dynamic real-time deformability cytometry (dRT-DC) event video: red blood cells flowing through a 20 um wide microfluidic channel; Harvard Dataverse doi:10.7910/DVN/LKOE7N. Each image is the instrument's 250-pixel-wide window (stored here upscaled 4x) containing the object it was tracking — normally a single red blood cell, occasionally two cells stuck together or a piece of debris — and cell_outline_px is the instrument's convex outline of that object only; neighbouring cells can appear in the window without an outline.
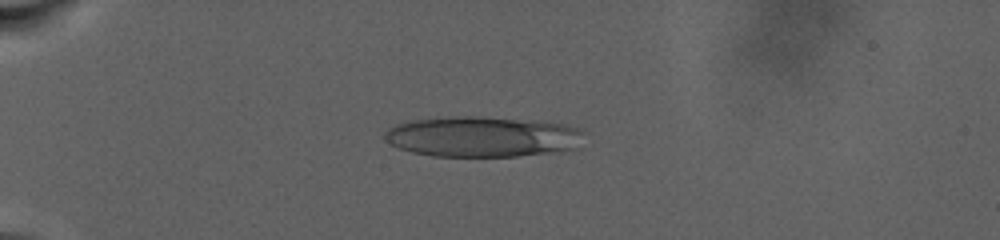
{"species": "human", "species_latin": "Homo sapiens", "temperature_condition": "warm", "stored_images_in_passage": 84, "camera_frame_rate_fps": 3000, "um_per_image_px": 0.085, "donor": {"sex": "male"}, "frame": {"image": 1, "passage_image": 24, "time_ms": 7.667, "image_size_px": [1000, 240], "cell_outline_px": [[584, 132], [576, 148], [548, 152], [516, 156], [432, 156], [412, 152], [400, 148], [384, 140], [384, 132], [388, 128], [396, 124], [412, 120], [448, 116], [480, 116], [540, 120], [568, 124], [584, 128]], "centroid_in_image_um": [41.02, 11.59], "position_along_channel_um": 44.0, "area_um2": 47.57}}
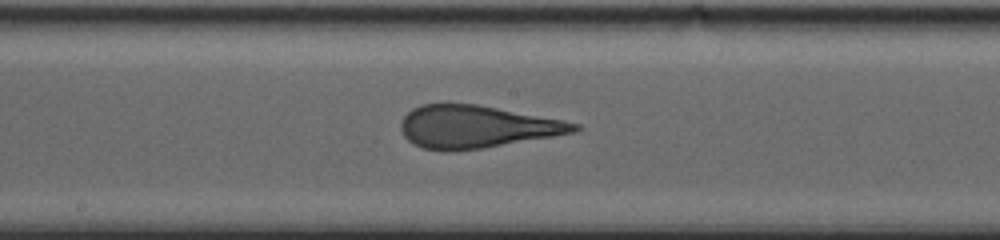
{"frame": {"image": 2, "passage_image": 49, "time_ms": 16.0, "image_size_px": [1000, 240], "cell_outline_px": [[580, 128], [576, 132], [480, 148], [452, 152], [444, 152], [424, 148], [412, 144], [404, 136], [400, 128], [400, 120], [412, 108], [420, 104], [476, 104], [564, 120], [580, 124]], "centroid_in_image_um": [40.45, 10.77], "position_along_channel_um": 207.8, "area_um2": 42.83}}
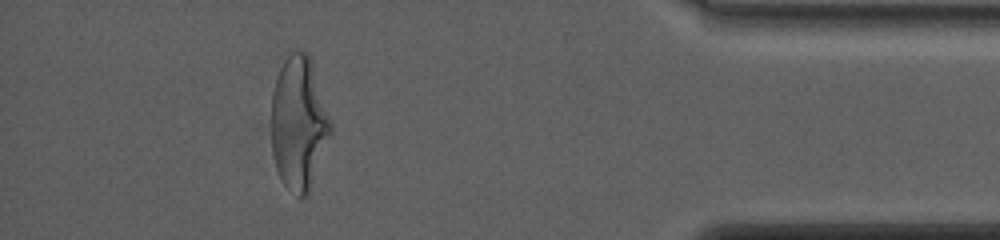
{"frame": {"image": 3, "passage_image": 77, "time_ms": 25.333, "image_size_px": [1000, 240], "cell_outline_px": [[332, 132], [308, 196], [300, 196], [288, 188], [284, 184], [276, 168], [272, 152], [272, 92], [280, 68], [284, 60], [296, 48], [308, 52], [312, 60], [332, 120]], "centroid_in_image_um": [25.43, 10.43], "position_along_channel_um": 409.8, "area_um2": 46.47}, "authors_computed_cell_mechanics": {"area_um2": 46.2111, "velocity_mm_per_s": 2.5615, "shape_relaxation_time_tau1_ms": 9.0605, "shape_relaxation_time_tau2_ms": 1.3037, "deformation_change_tau1": 0.2687, "deformation_change_tau2": 0.1142}}